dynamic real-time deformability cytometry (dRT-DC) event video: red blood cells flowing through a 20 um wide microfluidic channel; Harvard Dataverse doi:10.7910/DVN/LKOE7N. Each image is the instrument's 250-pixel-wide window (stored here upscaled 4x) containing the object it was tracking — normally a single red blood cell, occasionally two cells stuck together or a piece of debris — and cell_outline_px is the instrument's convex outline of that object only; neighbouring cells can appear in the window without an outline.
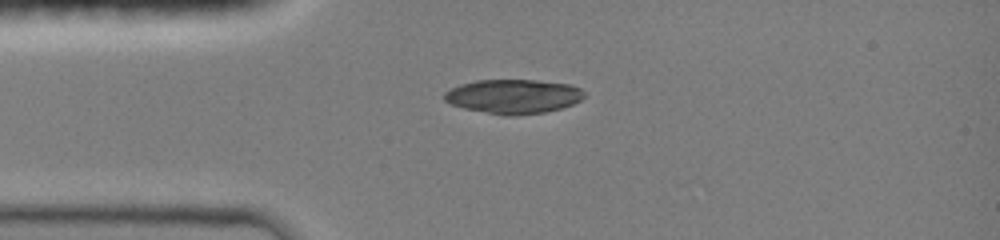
{"species": "common noctule bat (a hibernating species)", "species_latin": "Nyctalus noctula", "temperature_condition": "room temperature", "stored_images_in_passage": 3, "camera_frame_rate_fps": 3000, "um_per_image_px": 0.085, "animal": {"sex": "female", "body_mass_g": 19.0, "forearm_length_mm": 51.5}, "frame": {"image": 1, "passage_image": 1, "time_ms": 0.0, "image_size_px": [1000, 240], "cell_outline_px": [[584, 96], [580, 100], [572, 104], [560, 108], [544, 112], [512, 116], [508, 116], [464, 108], [452, 104], [444, 100], [444, 92], [460, 84], [476, 80], [536, 80], [568, 84], [580, 88], [584, 92]], "centroid_in_image_um": [43.63, 8.19], "position_along_channel_um": 41.4, "area_um2": 27.69}}